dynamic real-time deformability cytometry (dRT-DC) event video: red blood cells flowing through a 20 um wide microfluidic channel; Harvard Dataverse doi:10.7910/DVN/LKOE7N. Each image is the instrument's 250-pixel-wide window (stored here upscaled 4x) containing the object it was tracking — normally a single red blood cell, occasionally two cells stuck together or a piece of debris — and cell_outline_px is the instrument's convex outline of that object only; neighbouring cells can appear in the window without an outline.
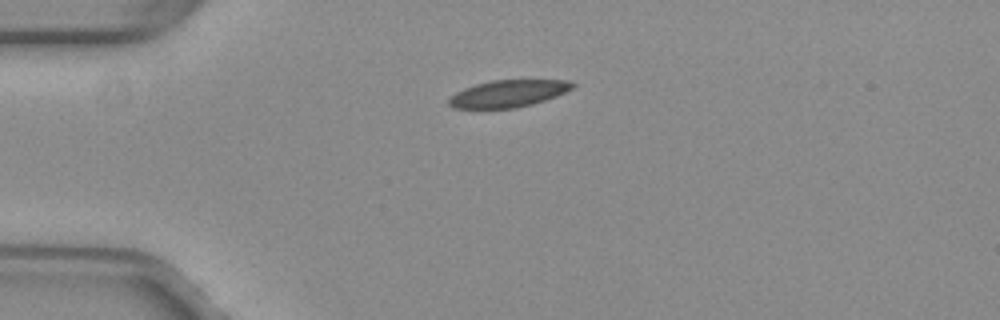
{"species": "common noctule bat (a hibernating species)", "species_latin": "Nyctalus noctula", "temperature_condition": "warm", "stored_images_in_passage": 37, "camera_frame_rate_fps": 3000, "um_per_image_px": 0.085, "animal": {"sex": "female", "body_mass_g": 29.2, "forearm_length_mm": 56.3}, "frame": {"image": 1, "passage_image": 1, "time_ms": 0.0, "image_size_px": [1000, 320], "cell_outline_px": [[576, 84], [572, 88], [556, 96], [532, 104], [516, 108], [452, 108], [448, 104], [448, 100], [456, 92], [464, 88], [476, 84], [492, 80], [572, 80]], "centroid_in_image_um": [43.2, 7.95], "position_along_channel_um": 41.8, "area_um2": 19.42}}
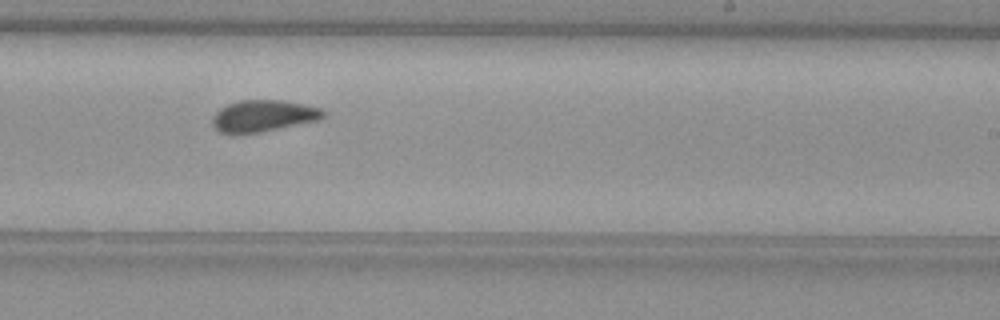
{"frame": {"image": 2, "passage_image": 20, "time_ms": 6.333, "image_size_px": [1000, 320], "cell_outline_px": [[328, 112], [324, 116], [316, 120], [260, 132], [236, 136], [220, 132], [212, 124], [212, 116], [220, 108], [228, 104], [240, 100], [280, 100], [304, 104], [320, 108]], "centroid_in_image_um": [22.33, 9.86], "position_along_channel_um": 266.7, "area_um2": 20.58}}
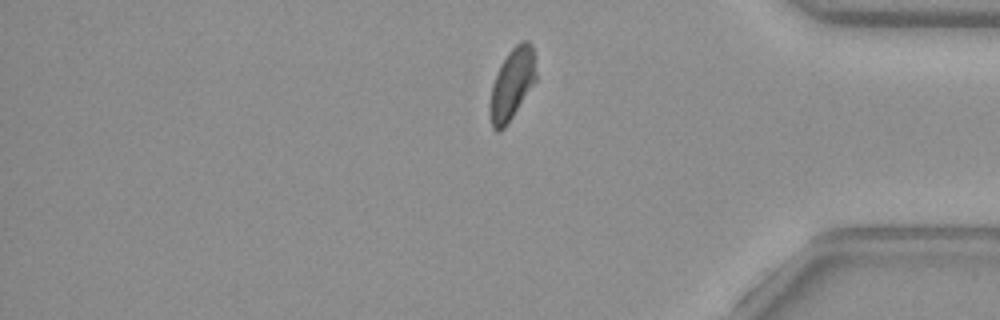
{"frame": {"image": 3, "passage_image": 31, "time_ms": 10.0, "image_size_px": [1000, 320], "cell_outline_px": [[536, 80], [508, 124], [500, 132], [496, 132], [492, 128], [488, 112], [488, 104], [492, 84], [500, 64], [508, 52], [520, 40], [528, 40], [532, 44], [536, 72]], "centroid_in_image_um": [43.48, 7.17], "position_along_channel_um": 391.7, "area_um2": 19.54}, "authors_computed_cell_mechanics": {"area_um2": 20.4612, "velocity_mm_per_s": 4.0175, "shape_relaxation_time_tau1_ms": 10.9787, "shape_relaxation_time_tau2_ms": 1.3814, "deformation_change_tau1": 0.2006, "deformation_change_tau2": 0.0658}}